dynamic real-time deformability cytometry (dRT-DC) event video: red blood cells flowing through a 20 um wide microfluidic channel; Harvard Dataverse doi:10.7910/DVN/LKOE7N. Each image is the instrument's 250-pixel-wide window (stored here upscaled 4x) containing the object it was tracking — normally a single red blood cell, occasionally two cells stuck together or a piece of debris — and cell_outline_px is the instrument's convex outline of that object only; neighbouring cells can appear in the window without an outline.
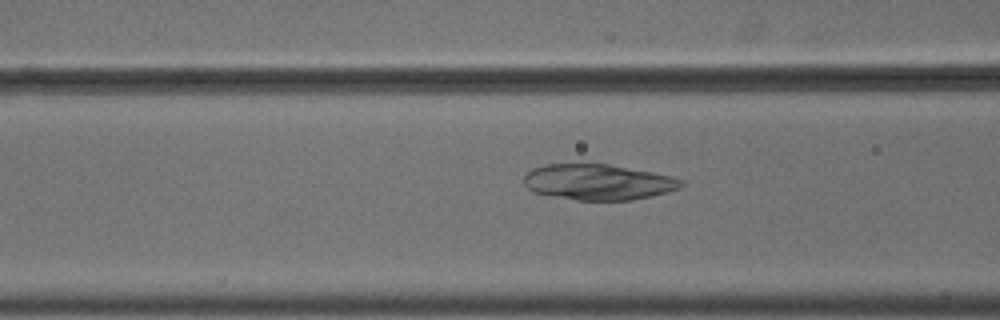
{"species": "common noctule bat (a hibernating species)", "species_latin": "Nyctalus noctula", "temperature_condition": "cold", "stored_images_in_passage": 17, "camera_frame_rate_fps": 3000, "um_per_image_px": 0.085, "animal": {"sex": "male", "body_mass_g": 18.8}, "frame": {"image": 1, "passage_image": 15, "time_ms": 4.667, "image_size_px": [1000, 320], "cell_outline_px": [[684, 184], [680, 188], [668, 192], [652, 196], [632, 200], [576, 200], [548, 196], [532, 192], [524, 184], [524, 176], [532, 168], [544, 164], [608, 164], [668, 176], [684, 180]], "centroid_in_image_um": [50.79, 15.49], "position_along_channel_um": 115.8, "area_um2": 32.71}}